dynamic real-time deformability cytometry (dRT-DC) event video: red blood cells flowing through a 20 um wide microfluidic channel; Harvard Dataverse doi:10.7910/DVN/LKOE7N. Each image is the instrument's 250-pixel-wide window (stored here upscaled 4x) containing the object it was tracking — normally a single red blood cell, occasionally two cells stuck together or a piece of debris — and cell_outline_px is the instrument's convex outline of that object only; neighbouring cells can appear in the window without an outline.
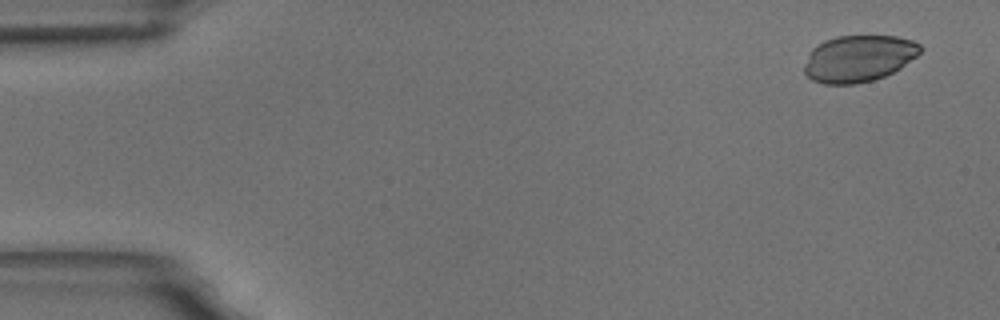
{"species": "common noctule bat (a hibernating species)", "species_latin": "Nyctalus noctula", "temperature_condition": "room temperature", "stored_images_in_passage": 5, "camera_frame_rate_fps": 3000, "um_per_image_px": 0.085, "animal": {"sex": "male", "body_mass_g": 18.8}, "frame": {"image": 1, "passage_image": 1, "time_ms": 0.0, "image_size_px": [1000, 320], "cell_outline_px": [[924, 48], [916, 56], [900, 68], [884, 76], [872, 80], [856, 84], [824, 84], [812, 80], [804, 72], [804, 64], [812, 48], [816, 44], [824, 40], [836, 36], [896, 36], [912, 40], [920, 44]], "centroid_in_image_um": [72.97, 4.96], "position_along_channel_um": 12.0, "area_um2": 31.62}}